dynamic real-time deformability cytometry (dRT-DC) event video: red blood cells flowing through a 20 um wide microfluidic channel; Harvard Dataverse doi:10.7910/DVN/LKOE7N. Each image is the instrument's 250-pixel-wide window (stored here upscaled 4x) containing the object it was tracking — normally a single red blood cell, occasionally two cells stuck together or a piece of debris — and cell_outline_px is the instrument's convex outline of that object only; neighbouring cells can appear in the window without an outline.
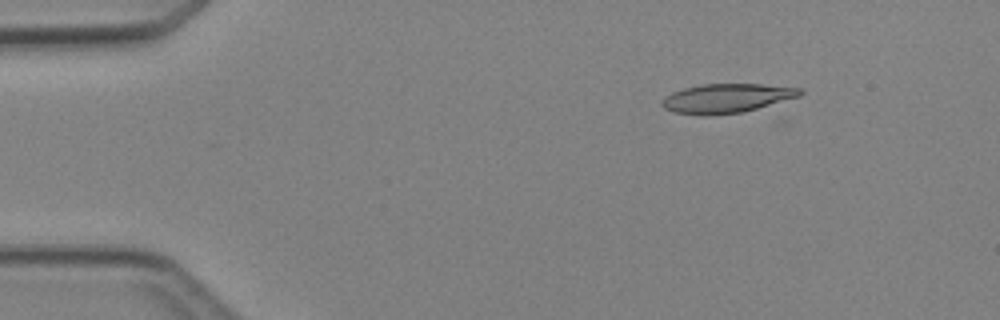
{"species": "Egyptian fruit bat (a non-hibernating species)", "species_latin": "Rousettus aegyptiacus", "temperature_condition": "cold", "stored_images_in_passage": 4, "camera_frame_rate_fps": 3000, "um_per_image_px": 0.085, "animal": {"sex": "female"}, "frame": {"image": 1, "passage_image": 2, "time_ms": 2.0, "image_size_px": [1000, 320], "cell_outline_px": [[804, 92], [800, 96], [756, 108], [740, 112], [704, 116], [672, 112], [664, 108], [660, 104], [660, 100], [672, 92], [684, 88], [704, 84], [760, 84], [800, 88]], "centroid_in_image_um": [61.7, 8.35], "position_along_channel_um": 23.3, "area_um2": 23.29}}